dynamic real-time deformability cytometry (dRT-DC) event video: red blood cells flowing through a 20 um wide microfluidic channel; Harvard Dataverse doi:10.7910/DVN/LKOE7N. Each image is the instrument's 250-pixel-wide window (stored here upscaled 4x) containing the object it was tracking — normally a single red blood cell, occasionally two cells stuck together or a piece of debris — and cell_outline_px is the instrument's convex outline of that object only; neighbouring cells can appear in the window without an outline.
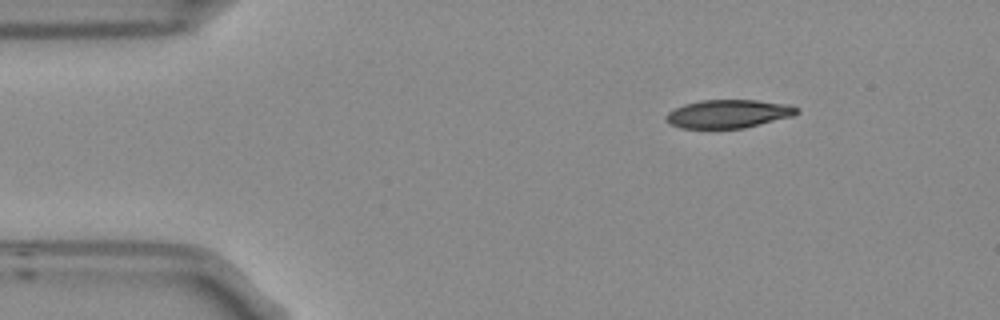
{"species": "Egyptian fruit bat (a non-hibernating species)", "species_latin": "Rousettus aegyptiacus", "temperature_condition": "room temperature", "stored_images_in_passage": 3, "camera_frame_rate_fps": 3000, "um_per_image_px": 0.085, "frame": {"image": 1, "passage_image": 1, "time_ms": 0.0, "image_size_px": [1000, 320], "cell_outline_px": [[800, 112], [792, 116], [744, 128], [680, 128], [668, 124], [664, 120], [664, 116], [668, 112], [684, 104], [700, 100], [756, 100], [792, 104], [800, 108]], "centroid_in_image_um": [61.91, 9.67], "position_along_channel_um": 23.1, "area_um2": 21.85}}
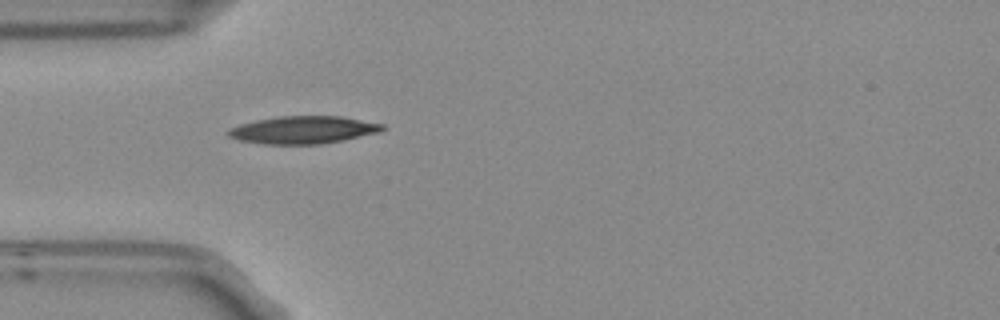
{"frame": {"image": 2, "passage_image": 3, "time_ms": 0.667, "image_size_px": [1000, 320], "cell_outline_px": [[384, 128], [380, 132], [344, 140], [324, 144], [264, 144], [240, 140], [228, 136], [228, 128], [240, 124], [256, 120], [276, 116], [340, 116], [384, 124]], "centroid_in_image_um": [25.77, 11.04], "position_along_channel_um": 59.2, "area_um2": 24.8}}